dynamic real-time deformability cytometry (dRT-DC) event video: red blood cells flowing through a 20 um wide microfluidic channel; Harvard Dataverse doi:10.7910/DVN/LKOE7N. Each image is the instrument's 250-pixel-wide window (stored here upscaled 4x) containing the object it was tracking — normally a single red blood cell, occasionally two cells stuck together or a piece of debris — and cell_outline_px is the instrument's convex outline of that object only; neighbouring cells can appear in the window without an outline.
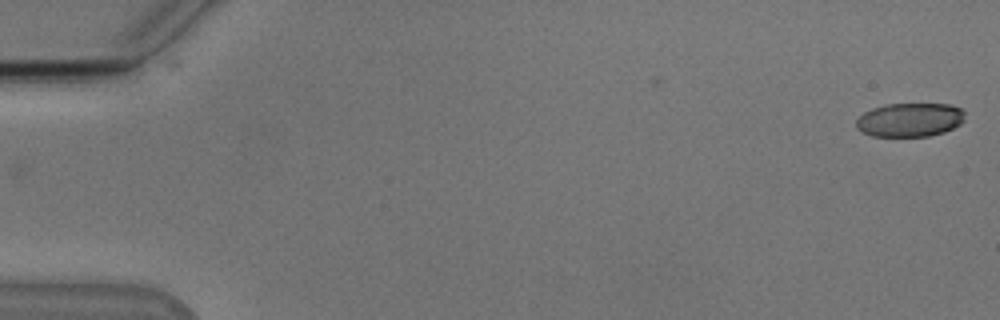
{"species": "Egyptian fruit bat (a non-hibernating species)", "species_latin": "Rousettus aegyptiacus", "temperature_condition": "cold", "stored_images_in_passage": 2, "camera_frame_rate_fps": 3000, "um_per_image_px": 0.085, "animal": {"sex": "male"}, "frame": {"image": 1, "passage_image": 2, "time_ms": 0.333, "image_size_px": [1000, 320], "cell_outline_px": [[964, 120], [960, 124], [944, 132], [928, 136], [872, 136], [860, 132], [856, 128], [856, 120], [864, 112], [872, 108], [884, 104], [948, 104], [960, 108], [964, 112]], "centroid_in_image_um": [77.3, 10.18], "position_along_channel_um": 7.7, "area_um2": 21.5}}